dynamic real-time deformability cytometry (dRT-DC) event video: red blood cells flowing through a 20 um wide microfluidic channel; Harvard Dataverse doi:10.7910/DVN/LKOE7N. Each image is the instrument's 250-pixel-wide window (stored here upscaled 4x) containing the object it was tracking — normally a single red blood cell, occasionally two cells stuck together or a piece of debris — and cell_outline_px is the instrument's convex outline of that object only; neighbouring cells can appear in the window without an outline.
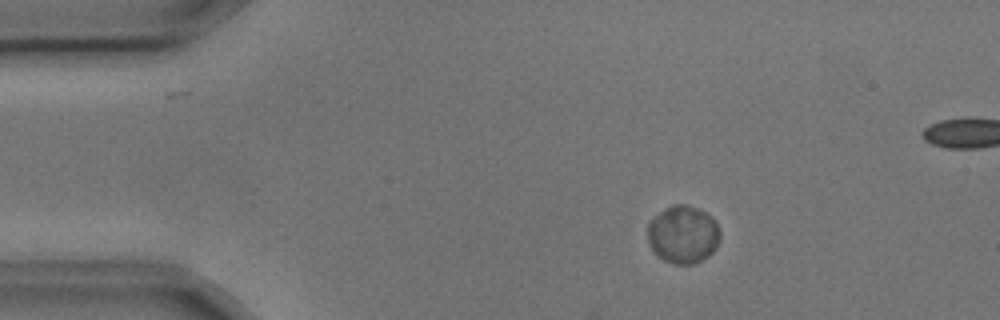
{"species": "common noctule bat (a hibernating species)", "species_latin": "Nyctalus noctula", "temperature_condition": "cold", "stored_images_in_passage": 6, "camera_frame_rate_fps": 3000, "um_per_image_px": 0.085, "animal": {"sex": "male", "body_mass_g": 17.9, "forearm_length_mm": 54.2}, "frame": {"image": 1, "passage_image": 3, "time_ms": 0.667, "image_size_px": [1000, 320], "cell_outline_px": [[720, 240], [716, 248], [708, 256], [692, 264], [676, 264], [664, 260], [652, 248], [648, 240], [648, 224], [660, 212], [676, 204], [684, 204], [696, 208], [704, 212], [716, 224], [720, 232]], "centroid_in_image_um": [58.07, 19.95], "position_along_channel_um": 26.9, "area_um2": 23.76}}